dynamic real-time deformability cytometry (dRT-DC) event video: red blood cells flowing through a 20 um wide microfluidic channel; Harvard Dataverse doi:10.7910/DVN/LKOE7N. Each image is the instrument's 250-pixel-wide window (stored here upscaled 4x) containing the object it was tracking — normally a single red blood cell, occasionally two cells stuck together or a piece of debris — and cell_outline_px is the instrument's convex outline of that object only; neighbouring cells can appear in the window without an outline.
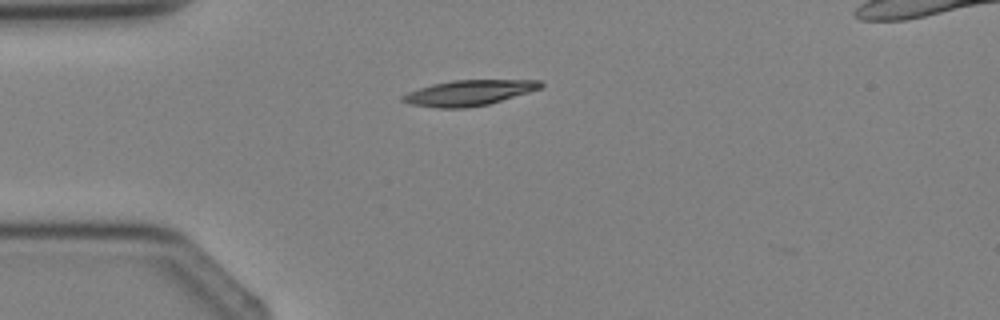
{"species": "Egyptian fruit bat (a non-hibernating species)", "species_latin": "Rousettus aegyptiacus", "temperature_condition": "cold", "stored_images_in_passage": 1, "camera_frame_rate_fps": 3000, "um_per_image_px": 0.085, "animal": {"sex": "female"}, "frame": {"image": 1, "passage_image": 1, "time_ms": 0.0, "image_size_px": [1000, 320], "cell_outline_px": [[544, 84], [540, 88], [528, 92], [488, 104], [468, 108], [436, 108], [412, 104], [400, 100], [400, 96], [408, 92], [432, 84], [452, 80], [540, 80]], "centroid_in_image_um": [39.82, 7.89], "position_along_channel_um": 45.2, "area_um2": 20.35}}